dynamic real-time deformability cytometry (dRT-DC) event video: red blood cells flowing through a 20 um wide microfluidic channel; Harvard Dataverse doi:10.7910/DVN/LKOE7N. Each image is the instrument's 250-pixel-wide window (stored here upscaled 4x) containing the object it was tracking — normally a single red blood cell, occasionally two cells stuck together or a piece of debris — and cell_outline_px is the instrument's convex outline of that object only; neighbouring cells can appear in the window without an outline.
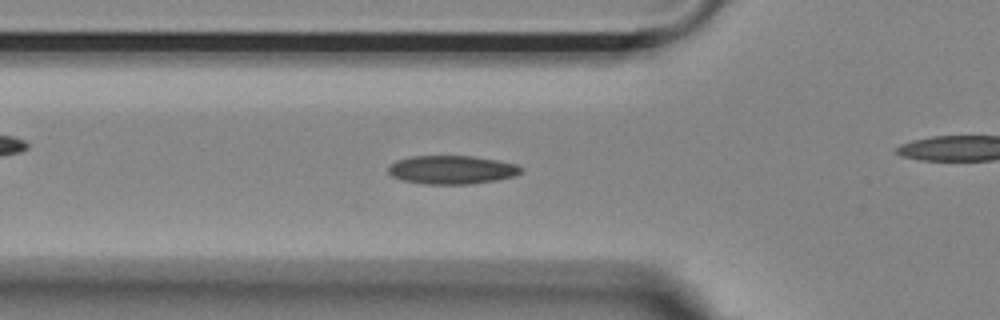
{"species": "Egyptian fruit bat (a non-hibernating species)", "species_latin": "Rousettus aegyptiacus", "temperature_condition": "room temperature", "stored_images_in_passage": 41, "camera_frame_rate_fps": 3000, "um_per_image_px": 0.085, "animal": {"sex": "female"}, "frame": {"image": 1, "passage_image": 8, "time_ms": 2.333, "image_size_px": [1000, 320], "cell_outline_px": [[524, 172], [516, 176], [496, 180], [472, 184], [424, 184], [400, 180], [392, 176], [388, 172], [388, 164], [396, 160], [412, 156], [472, 156], [496, 160], [516, 164], [524, 168]], "centroid_in_image_um": [38.41, 14.43], "position_along_channel_um": 87.4, "area_um2": 22.37}}
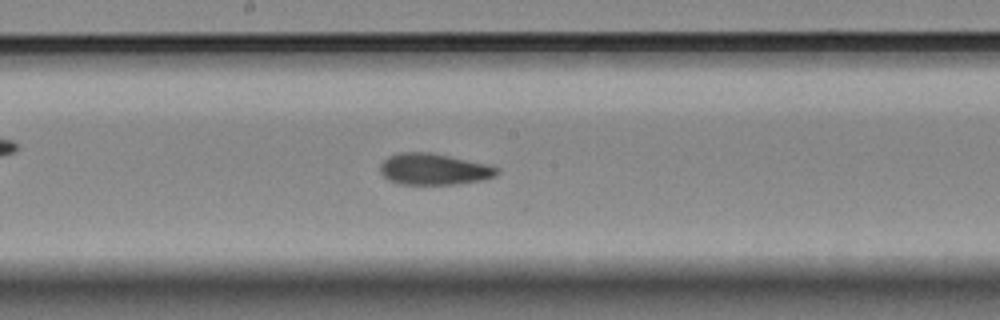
{"frame": {"image": 2, "passage_image": 18, "time_ms": 5.667, "image_size_px": [1000, 320], "cell_outline_px": [[500, 172], [496, 176], [484, 180], [456, 184], [396, 184], [388, 180], [380, 172], [380, 164], [388, 156], [400, 152], [432, 152], [488, 164], [500, 168]], "centroid_in_image_um": [36.9, 14.38], "position_along_channel_um": 211.3, "area_um2": 21.68}}
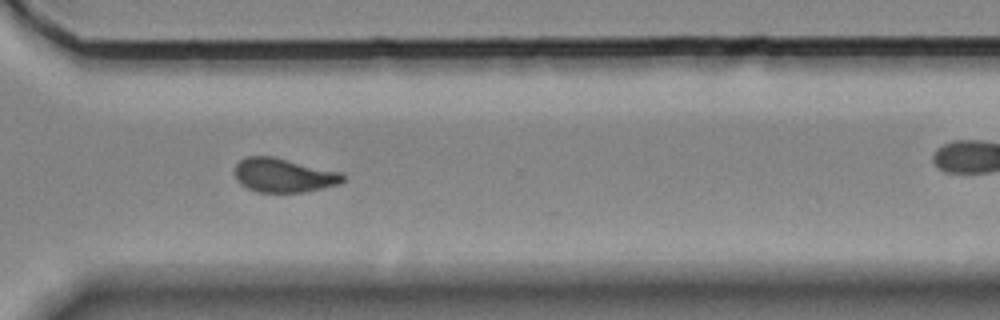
{"frame": {"image": 3, "passage_image": 29, "time_ms": 9.333, "image_size_px": [1000, 320], "cell_outline_px": [[344, 180], [340, 184], [304, 192], [256, 192], [240, 184], [236, 180], [236, 164], [240, 160], [248, 156], [272, 156], [340, 172], [344, 176]], "centroid_in_image_um": [24.1, 14.9], "position_along_channel_um": 346.5, "area_um2": 21.27}, "authors_computed_cell_mechanics": {"area_um2": 21.5594, "velocity_mm_per_s": 3.691, "shape_relaxation_time_tau1_ms": 4.368, "shape_relaxation_time_tau2_ms": 2.6975, "deformation_change_tau1": 0.1313, "deformation_change_tau2": 0.0889}}